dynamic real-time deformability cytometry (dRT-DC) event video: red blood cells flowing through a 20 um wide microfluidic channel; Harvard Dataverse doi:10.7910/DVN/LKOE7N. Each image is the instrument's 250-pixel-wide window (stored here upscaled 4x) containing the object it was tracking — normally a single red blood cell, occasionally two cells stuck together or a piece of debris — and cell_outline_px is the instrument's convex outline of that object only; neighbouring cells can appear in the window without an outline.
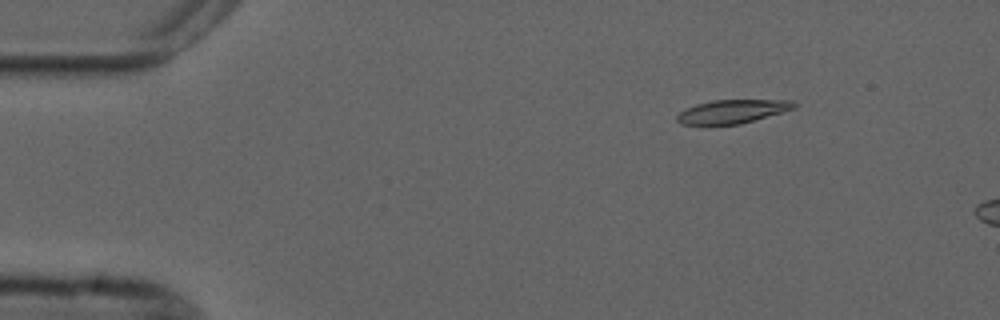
{"species": "common noctule bat (a hibernating species)", "species_latin": "Nyctalus noctula", "temperature_condition": "cold", "stored_images_in_passage": 5, "camera_frame_rate_fps": 3000, "um_per_image_px": 0.085, "animal": {"sex": "male", "forearm_length_mm": 52.5}, "frame": {"image": 1, "passage_image": 3, "time_ms": 2.333, "image_size_px": [1000, 320], "cell_outline_px": [[796, 108], [740, 124], [680, 124], [676, 120], [676, 116], [684, 108], [696, 104], [712, 100], [792, 100], [796, 104]], "centroid_in_image_um": [62.23, 9.46], "position_along_channel_um": 22.8, "area_um2": 16.01}}